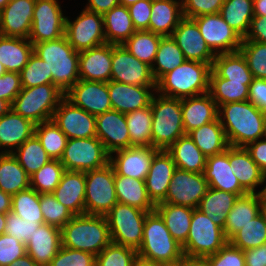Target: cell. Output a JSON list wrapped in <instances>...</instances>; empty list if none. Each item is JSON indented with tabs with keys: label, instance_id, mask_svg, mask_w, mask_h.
I'll return each instance as SVG.
<instances>
[{
	"label": "cell",
	"instance_id": "cell-28",
	"mask_svg": "<svg viewBox=\"0 0 266 266\" xmlns=\"http://www.w3.org/2000/svg\"><path fill=\"white\" fill-rule=\"evenodd\" d=\"M181 110L186 134L218 119V105L208 92L181 99Z\"/></svg>",
	"mask_w": 266,
	"mask_h": 266
},
{
	"label": "cell",
	"instance_id": "cell-56",
	"mask_svg": "<svg viewBox=\"0 0 266 266\" xmlns=\"http://www.w3.org/2000/svg\"><path fill=\"white\" fill-rule=\"evenodd\" d=\"M20 79L21 86L27 88L42 84H52V73H49L45 61L33 53L20 72Z\"/></svg>",
	"mask_w": 266,
	"mask_h": 266
},
{
	"label": "cell",
	"instance_id": "cell-67",
	"mask_svg": "<svg viewBox=\"0 0 266 266\" xmlns=\"http://www.w3.org/2000/svg\"><path fill=\"white\" fill-rule=\"evenodd\" d=\"M245 266H266V243L244 250Z\"/></svg>",
	"mask_w": 266,
	"mask_h": 266
},
{
	"label": "cell",
	"instance_id": "cell-46",
	"mask_svg": "<svg viewBox=\"0 0 266 266\" xmlns=\"http://www.w3.org/2000/svg\"><path fill=\"white\" fill-rule=\"evenodd\" d=\"M132 146L152 147V109L151 106L125 114Z\"/></svg>",
	"mask_w": 266,
	"mask_h": 266
},
{
	"label": "cell",
	"instance_id": "cell-20",
	"mask_svg": "<svg viewBox=\"0 0 266 266\" xmlns=\"http://www.w3.org/2000/svg\"><path fill=\"white\" fill-rule=\"evenodd\" d=\"M158 151L153 147L132 146L113 152L116 155H110L109 163L112 165L115 175L145 180L153 157Z\"/></svg>",
	"mask_w": 266,
	"mask_h": 266
},
{
	"label": "cell",
	"instance_id": "cell-52",
	"mask_svg": "<svg viewBox=\"0 0 266 266\" xmlns=\"http://www.w3.org/2000/svg\"><path fill=\"white\" fill-rule=\"evenodd\" d=\"M60 160H50L30 176V188L39 194L52 193L60 183L65 172Z\"/></svg>",
	"mask_w": 266,
	"mask_h": 266
},
{
	"label": "cell",
	"instance_id": "cell-34",
	"mask_svg": "<svg viewBox=\"0 0 266 266\" xmlns=\"http://www.w3.org/2000/svg\"><path fill=\"white\" fill-rule=\"evenodd\" d=\"M114 186L119 203L137 207L146 212L155 210V204L148 196L144 180L115 175Z\"/></svg>",
	"mask_w": 266,
	"mask_h": 266
},
{
	"label": "cell",
	"instance_id": "cell-26",
	"mask_svg": "<svg viewBox=\"0 0 266 266\" xmlns=\"http://www.w3.org/2000/svg\"><path fill=\"white\" fill-rule=\"evenodd\" d=\"M175 169L176 165L166 150H159L154 155L144 181L148 196L155 205L165 199Z\"/></svg>",
	"mask_w": 266,
	"mask_h": 266
},
{
	"label": "cell",
	"instance_id": "cell-32",
	"mask_svg": "<svg viewBox=\"0 0 266 266\" xmlns=\"http://www.w3.org/2000/svg\"><path fill=\"white\" fill-rule=\"evenodd\" d=\"M182 18V0H152L147 31L163 37L171 36Z\"/></svg>",
	"mask_w": 266,
	"mask_h": 266
},
{
	"label": "cell",
	"instance_id": "cell-62",
	"mask_svg": "<svg viewBox=\"0 0 266 266\" xmlns=\"http://www.w3.org/2000/svg\"><path fill=\"white\" fill-rule=\"evenodd\" d=\"M152 0H139L128 7L136 31L148 30Z\"/></svg>",
	"mask_w": 266,
	"mask_h": 266
},
{
	"label": "cell",
	"instance_id": "cell-51",
	"mask_svg": "<svg viewBox=\"0 0 266 266\" xmlns=\"http://www.w3.org/2000/svg\"><path fill=\"white\" fill-rule=\"evenodd\" d=\"M11 212L26 221L44 223L40 208V194L32 188L12 195Z\"/></svg>",
	"mask_w": 266,
	"mask_h": 266
},
{
	"label": "cell",
	"instance_id": "cell-6",
	"mask_svg": "<svg viewBox=\"0 0 266 266\" xmlns=\"http://www.w3.org/2000/svg\"><path fill=\"white\" fill-rule=\"evenodd\" d=\"M152 97V147L167 150L179 137L185 135L181 99L157 95Z\"/></svg>",
	"mask_w": 266,
	"mask_h": 266
},
{
	"label": "cell",
	"instance_id": "cell-19",
	"mask_svg": "<svg viewBox=\"0 0 266 266\" xmlns=\"http://www.w3.org/2000/svg\"><path fill=\"white\" fill-rule=\"evenodd\" d=\"M171 37L182 50L186 60L212 66L216 55L206 45L197 23L193 19L183 17Z\"/></svg>",
	"mask_w": 266,
	"mask_h": 266
},
{
	"label": "cell",
	"instance_id": "cell-5",
	"mask_svg": "<svg viewBox=\"0 0 266 266\" xmlns=\"http://www.w3.org/2000/svg\"><path fill=\"white\" fill-rule=\"evenodd\" d=\"M210 72V64L185 60L157 82L156 93L176 99L205 94L209 91Z\"/></svg>",
	"mask_w": 266,
	"mask_h": 266
},
{
	"label": "cell",
	"instance_id": "cell-35",
	"mask_svg": "<svg viewBox=\"0 0 266 266\" xmlns=\"http://www.w3.org/2000/svg\"><path fill=\"white\" fill-rule=\"evenodd\" d=\"M176 168L189 172L203 173L206 166V156L185 134L179 137L167 150Z\"/></svg>",
	"mask_w": 266,
	"mask_h": 266
},
{
	"label": "cell",
	"instance_id": "cell-69",
	"mask_svg": "<svg viewBox=\"0 0 266 266\" xmlns=\"http://www.w3.org/2000/svg\"><path fill=\"white\" fill-rule=\"evenodd\" d=\"M11 202L12 195L3 192L0 189V212L4 214L11 212Z\"/></svg>",
	"mask_w": 266,
	"mask_h": 266
},
{
	"label": "cell",
	"instance_id": "cell-47",
	"mask_svg": "<svg viewBox=\"0 0 266 266\" xmlns=\"http://www.w3.org/2000/svg\"><path fill=\"white\" fill-rule=\"evenodd\" d=\"M228 242L242 251L266 243V211L262 210L251 222L236 232Z\"/></svg>",
	"mask_w": 266,
	"mask_h": 266
},
{
	"label": "cell",
	"instance_id": "cell-78",
	"mask_svg": "<svg viewBox=\"0 0 266 266\" xmlns=\"http://www.w3.org/2000/svg\"><path fill=\"white\" fill-rule=\"evenodd\" d=\"M134 266H156V264L153 263H147L141 260H138Z\"/></svg>",
	"mask_w": 266,
	"mask_h": 266
},
{
	"label": "cell",
	"instance_id": "cell-50",
	"mask_svg": "<svg viewBox=\"0 0 266 266\" xmlns=\"http://www.w3.org/2000/svg\"><path fill=\"white\" fill-rule=\"evenodd\" d=\"M34 134L52 160H60L67 145V136L53 120L35 125Z\"/></svg>",
	"mask_w": 266,
	"mask_h": 266
},
{
	"label": "cell",
	"instance_id": "cell-79",
	"mask_svg": "<svg viewBox=\"0 0 266 266\" xmlns=\"http://www.w3.org/2000/svg\"><path fill=\"white\" fill-rule=\"evenodd\" d=\"M10 0H0V12L8 4Z\"/></svg>",
	"mask_w": 266,
	"mask_h": 266
},
{
	"label": "cell",
	"instance_id": "cell-80",
	"mask_svg": "<svg viewBox=\"0 0 266 266\" xmlns=\"http://www.w3.org/2000/svg\"><path fill=\"white\" fill-rule=\"evenodd\" d=\"M6 69L5 67L2 65V63L0 62V76H2L4 73H6Z\"/></svg>",
	"mask_w": 266,
	"mask_h": 266
},
{
	"label": "cell",
	"instance_id": "cell-29",
	"mask_svg": "<svg viewBox=\"0 0 266 266\" xmlns=\"http://www.w3.org/2000/svg\"><path fill=\"white\" fill-rule=\"evenodd\" d=\"M231 170L247 193H257L256 188L266 183L264 173L251 158L245 147L229 146Z\"/></svg>",
	"mask_w": 266,
	"mask_h": 266
},
{
	"label": "cell",
	"instance_id": "cell-77",
	"mask_svg": "<svg viewBox=\"0 0 266 266\" xmlns=\"http://www.w3.org/2000/svg\"><path fill=\"white\" fill-rule=\"evenodd\" d=\"M139 0H120V5L129 7L130 5L136 3Z\"/></svg>",
	"mask_w": 266,
	"mask_h": 266
},
{
	"label": "cell",
	"instance_id": "cell-18",
	"mask_svg": "<svg viewBox=\"0 0 266 266\" xmlns=\"http://www.w3.org/2000/svg\"><path fill=\"white\" fill-rule=\"evenodd\" d=\"M65 97L75 106L97 116L112 110L108 82L78 80Z\"/></svg>",
	"mask_w": 266,
	"mask_h": 266
},
{
	"label": "cell",
	"instance_id": "cell-8",
	"mask_svg": "<svg viewBox=\"0 0 266 266\" xmlns=\"http://www.w3.org/2000/svg\"><path fill=\"white\" fill-rule=\"evenodd\" d=\"M228 240L221 227L217 226L205 213L195 208L189 235L182 245L185 259L203 260L217 253Z\"/></svg>",
	"mask_w": 266,
	"mask_h": 266
},
{
	"label": "cell",
	"instance_id": "cell-66",
	"mask_svg": "<svg viewBox=\"0 0 266 266\" xmlns=\"http://www.w3.org/2000/svg\"><path fill=\"white\" fill-rule=\"evenodd\" d=\"M245 148L258 167L266 173V140L260 138L249 143Z\"/></svg>",
	"mask_w": 266,
	"mask_h": 266
},
{
	"label": "cell",
	"instance_id": "cell-73",
	"mask_svg": "<svg viewBox=\"0 0 266 266\" xmlns=\"http://www.w3.org/2000/svg\"><path fill=\"white\" fill-rule=\"evenodd\" d=\"M11 109V104L8 101L0 99V117L5 115Z\"/></svg>",
	"mask_w": 266,
	"mask_h": 266
},
{
	"label": "cell",
	"instance_id": "cell-13",
	"mask_svg": "<svg viewBox=\"0 0 266 266\" xmlns=\"http://www.w3.org/2000/svg\"><path fill=\"white\" fill-rule=\"evenodd\" d=\"M61 9L58 0H36L28 37L32 44L64 36L66 16Z\"/></svg>",
	"mask_w": 266,
	"mask_h": 266
},
{
	"label": "cell",
	"instance_id": "cell-68",
	"mask_svg": "<svg viewBox=\"0 0 266 266\" xmlns=\"http://www.w3.org/2000/svg\"><path fill=\"white\" fill-rule=\"evenodd\" d=\"M118 5H120V0H88V4L85 9L104 15L106 12Z\"/></svg>",
	"mask_w": 266,
	"mask_h": 266
},
{
	"label": "cell",
	"instance_id": "cell-15",
	"mask_svg": "<svg viewBox=\"0 0 266 266\" xmlns=\"http://www.w3.org/2000/svg\"><path fill=\"white\" fill-rule=\"evenodd\" d=\"M111 80L137 86H156L151 66L138 60L123 45L112 44Z\"/></svg>",
	"mask_w": 266,
	"mask_h": 266
},
{
	"label": "cell",
	"instance_id": "cell-44",
	"mask_svg": "<svg viewBox=\"0 0 266 266\" xmlns=\"http://www.w3.org/2000/svg\"><path fill=\"white\" fill-rule=\"evenodd\" d=\"M185 60L182 50L173 38L171 36L162 37L158 45L154 63L151 66L152 74L156 82L166 73L181 65Z\"/></svg>",
	"mask_w": 266,
	"mask_h": 266
},
{
	"label": "cell",
	"instance_id": "cell-12",
	"mask_svg": "<svg viewBox=\"0 0 266 266\" xmlns=\"http://www.w3.org/2000/svg\"><path fill=\"white\" fill-rule=\"evenodd\" d=\"M64 35L78 52L105 44L103 15L84 8L75 20L66 17Z\"/></svg>",
	"mask_w": 266,
	"mask_h": 266
},
{
	"label": "cell",
	"instance_id": "cell-54",
	"mask_svg": "<svg viewBox=\"0 0 266 266\" xmlns=\"http://www.w3.org/2000/svg\"><path fill=\"white\" fill-rule=\"evenodd\" d=\"M40 208L44 223L62 228L74 214L54 197L52 193L40 194Z\"/></svg>",
	"mask_w": 266,
	"mask_h": 266
},
{
	"label": "cell",
	"instance_id": "cell-74",
	"mask_svg": "<svg viewBox=\"0 0 266 266\" xmlns=\"http://www.w3.org/2000/svg\"><path fill=\"white\" fill-rule=\"evenodd\" d=\"M185 266H207L203 260H185Z\"/></svg>",
	"mask_w": 266,
	"mask_h": 266
},
{
	"label": "cell",
	"instance_id": "cell-14",
	"mask_svg": "<svg viewBox=\"0 0 266 266\" xmlns=\"http://www.w3.org/2000/svg\"><path fill=\"white\" fill-rule=\"evenodd\" d=\"M193 20L215 55L239 51L243 38L225 22L220 13L200 15Z\"/></svg>",
	"mask_w": 266,
	"mask_h": 266
},
{
	"label": "cell",
	"instance_id": "cell-43",
	"mask_svg": "<svg viewBox=\"0 0 266 266\" xmlns=\"http://www.w3.org/2000/svg\"><path fill=\"white\" fill-rule=\"evenodd\" d=\"M220 15L244 39L254 17L253 0H225Z\"/></svg>",
	"mask_w": 266,
	"mask_h": 266
},
{
	"label": "cell",
	"instance_id": "cell-36",
	"mask_svg": "<svg viewBox=\"0 0 266 266\" xmlns=\"http://www.w3.org/2000/svg\"><path fill=\"white\" fill-rule=\"evenodd\" d=\"M211 70L221 78L230 82H244L248 87L254 77L240 51L217 54L213 60Z\"/></svg>",
	"mask_w": 266,
	"mask_h": 266
},
{
	"label": "cell",
	"instance_id": "cell-42",
	"mask_svg": "<svg viewBox=\"0 0 266 266\" xmlns=\"http://www.w3.org/2000/svg\"><path fill=\"white\" fill-rule=\"evenodd\" d=\"M30 188V176L12 153H0V189L10 195Z\"/></svg>",
	"mask_w": 266,
	"mask_h": 266
},
{
	"label": "cell",
	"instance_id": "cell-25",
	"mask_svg": "<svg viewBox=\"0 0 266 266\" xmlns=\"http://www.w3.org/2000/svg\"><path fill=\"white\" fill-rule=\"evenodd\" d=\"M203 174L209 188L223 190L238 196L247 194L231 170L229 147L222 153L206 157V166Z\"/></svg>",
	"mask_w": 266,
	"mask_h": 266
},
{
	"label": "cell",
	"instance_id": "cell-22",
	"mask_svg": "<svg viewBox=\"0 0 266 266\" xmlns=\"http://www.w3.org/2000/svg\"><path fill=\"white\" fill-rule=\"evenodd\" d=\"M36 0H10L0 12V34L28 39Z\"/></svg>",
	"mask_w": 266,
	"mask_h": 266
},
{
	"label": "cell",
	"instance_id": "cell-49",
	"mask_svg": "<svg viewBox=\"0 0 266 266\" xmlns=\"http://www.w3.org/2000/svg\"><path fill=\"white\" fill-rule=\"evenodd\" d=\"M12 154L29 176L51 160L35 134L14 150Z\"/></svg>",
	"mask_w": 266,
	"mask_h": 266
},
{
	"label": "cell",
	"instance_id": "cell-27",
	"mask_svg": "<svg viewBox=\"0 0 266 266\" xmlns=\"http://www.w3.org/2000/svg\"><path fill=\"white\" fill-rule=\"evenodd\" d=\"M61 247V229L42 224L26 242L27 254L39 266H49Z\"/></svg>",
	"mask_w": 266,
	"mask_h": 266
},
{
	"label": "cell",
	"instance_id": "cell-21",
	"mask_svg": "<svg viewBox=\"0 0 266 266\" xmlns=\"http://www.w3.org/2000/svg\"><path fill=\"white\" fill-rule=\"evenodd\" d=\"M96 137L110 155L117 150L131 147L125 114L112 109L97 115Z\"/></svg>",
	"mask_w": 266,
	"mask_h": 266
},
{
	"label": "cell",
	"instance_id": "cell-31",
	"mask_svg": "<svg viewBox=\"0 0 266 266\" xmlns=\"http://www.w3.org/2000/svg\"><path fill=\"white\" fill-rule=\"evenodd\" d=\"M85 188V172L66 170L52 194L74 215H81L85 214Z\"/></svg>",
	"mask_w": 266,
	"mask_h": 266
},
{
	"label": "cell",
	"instance_id": "cell-4",
	"mask_svg": "<svg viewBox=\"0 0 266 266\" xmlns=\"http://www.w3.org/2000/svg\"><path fill=\"white\" fill-rule=\"evenodd\" d=\"M111 243L105 216L81 214L61 228V246L97 256Z\"/></svg>",
	"mask_w": 266,
	"mask_h": 266
},
{
	"label": "cell",
	"instance_id": "cell-37",
	"mask_svg": "<svg viewBox=\"0 0 266 266\" xmlns=\"http://www.w3.org/2000/svg\"><path fill=\"white\" fill-rule=\"evenodd\" d=\"M155 210L165 221L172 237L182 246L189 235L194 208L188 206L158 203Z\"/></svg>",
	"mask_w": 266,
	"mask_h": 266
},
{
	"label": "cell",
	"instance_id": "cell-45",
	"mask_svg": "<svg viewBox=\"0 0 266 266\" xmlns=\"http://www.w3.org/2000/svg\"><path fill=\"white\" fill-rule=\"evenodd\" d=\"M208 93L218 106L230 103L248 101L249 87L244 82H230L218 77L212 70L209 77Z\"/></svg>",
	"mask_w": 266,
	"mask_h": 266
},
{
	"label": "cell",
	"instance_id": "cell-59",
	"mask_svg": "<svg viewBox=\"0 0 266 266\" xmlns=\"http://www.w3.org/2000/svg\"><path fill=\"white\" fill-rule=\"evenodd\" d=\"M207 266H245L244 251L226 243L217 253L203 259Z\"/></svg>",
	"mask_w": 266,
	"mask_h": 266
},
{
	"label": "cell",
	"instance_id": "cell-16",
	"mask_svg": "<svg viewBox=\"0 0 266 266\" xmlns=\"http://www.w3.org/2000/svg\"><path fill=\"white\" fill-rule=\"evenodd\" d=\"M203 173L189 172L176 168L165 199L160 203L197 208L208 190Z\"/></svg>",
	"mask_w": 266,
	"mask_h": 266
},
{
	"label": "cell",
	"instance_id": "cell-55",
	"mask_svg": "<svg viewBox=\"0 0 266 266\" xmlns=\"http://www.w3.org/2000/svg\"><path fill=\"white\" fill-rule=\"evenodd\" d=\"M239 51L244 56L253 77L266 79V44L243 40Z\"/></svg>",
	"mask_w": 266,
	"mask_h": 266
},
{
	"label": "cell",
	"instance_id": "cell-72",
	"mask_svg": "<svg viewBox=\"0 0 266 266\" xmlns=\"http://www.w3.org/2000/svg\"><path fill=\"white\" fill-rule=\"evenodd\" d=\"M256 194L258 195L262 209L266 211V185L261 191L259 190Z\"/></svg>",
	"mask_w": 266,
	"mask_h": 266
},
{
	"label": "cell",
	"instance_id": "cell-76",
	"mask_svg": "<svg viewBox=\"0 0 266 266\" xmlns=\"http://www.w3.org/2000/svg\"><path fill=\"white\" fill-rule=\"evenodd\" d=\"M156 266H185V260L177 261L174 263L156 264Z\"/></svg>",
	"mask_w": 266,
	"mask_h": 266
},
{
	"label": "cell",
	"instance_id": "cell-7",
	"mask_svg": "<svg viewBox=\"0 0 266 266\" xmlns=\"http://www.w3.org/2000/svg\"><path fill=\"white\" fill-rule=\"evenodd\" d=\"M64 97L65 94L53 84L22 87L11 108L37 125L52 120L54 111Z\"/></svg>",
	"mask_w": 266,
	"mask_h": 266
},
{
	"label": "cell",
	"instance_id": "cell-33",
	"mask_svg": "<svg viewBox=\"0 0 266 266\" xmlns=\"http://www.w3.org/2000/svg\"><path fill=\"white\" fill-rule=\"evenodd\" d=\"M262 205L256 193L239 196L231 211L228 213L224 235L229 240L236 232L251 222L261 211Z\"/></svg>",
	"mask_w": 266,
	"mask_h": 266
},
{
	"label": "cell",
	"instance_id": "cell-39",
	"mask_svg": "<svg viewBox=\"0 0 266 266\" xmlns=\"http://www.w3.org/2000/svg\"><path fill=\"white\" fill-rule=\"evenodd\" d=\"M106 43L122 45L136 31L129 9L118 5L103 15Z\"/></svg>",
	"mask_w": 266,
	"mask_h": 266
},
{
	"label": "cell",
	"instance_id": "cell-10",
	"mask_svg": "<svg viewBox=\"0 0 266 266\" xmlns=\"http://www.w3.org/2000/svg\"><path fill=\"white\" fill-rule=\"evenodd\" d=\"M114 180L115 171L110 163L85 172V214L105 216L118 202Z\"/></svg>",
	"mask_w": 266,
	"mask_h": 266
},
{
	"label": "cell",
	"instance_id": "cell-11",
	"mask_svg": "<svg viewBox=\"0 0 266 266\" xmlns=\"http://www.w3.org/2000/svg\"><path fill=\"white\" fill-rule=\"evenodd\" d=\"M110 154L97 137L68 139L60 162L67 171L87 172L109 163Z\"/></svg>",
	"mask_w": 266,
	"mask_h": 266
},
{
	"label": "cell",
	"instance_id": "cell-38",
	"mask_svg": "<svg viewBox=\"0 0 266 266\" xmlns=\"http://www.w3.org/2000/svg\"><path fill=\"white\" fill-rule=\"evenodd\" d=\"M32 54L33 44L29 39L0 34V62L7 72L20 73Z\"/></svg>",
	"mask_w": 266,
	"mask_h": 266
},
{
	"label": "cell",
	"instance_id": "cell-3",
	"mask_svg": "<svg viewBox=\"0 0 266 266\" xmlns=\"http://www.w3.org/2000/svg\"><path fill=\"white\" fill-rule=\"evenodd\" d=\"M33 53L45 61L49 73H52V84L64 94L79 80V52L74 50L65 35L33 44Z\"/></svg>",
	"mask_w": 266,
	"mask_h": 266
},
{
	"label": "cell",
	"instance_id": "cell-57",
	"mask_svg": "<svg viewBox=\"0 0 266 266\" xmlns=\"http://www.w3.org/2000/svg\"><path fill=\"white\" fill-rule=\"evenodd\" d=\"M96 256L90 252L61 246L49 266H95Z\"/></svg>",
	"mask_w": 266,
	"mask_h": 266
},
{
	"label": "cell",
	"instance_id": "cell-70",
	"mask_svg": "<svg viewBox=\"0 0 266 266\" xmlns=\"http://www.w3.org/2000/svg\"><path fill=\"white\" fill-rule=\"evenodd\" d=\"M254 16L266 17V0H253Z\"/></svg>",
	"mask_w": 266,
	"mask_h": 266
},
{
	"label": "cell",
	"instance_id": "cell-64",
	"mask_svg": "<svg viewBox=\"0 0 266 266\" xmlns=\"http://www.w3.org/2000/svg\"><path fill=\"white\" fill-rule=\"evenodd\" d=\"M248 100L266 115V79H253L249 86Z\"/></svg>",
	"mask_w": 266,
	"mask_h": 266
},
{
	"label": "cell",
	"instance_id": "cell-60",
	"mask_svg": "<svg viewBox=\"0 0 266 266\" xmlns=\"http://www.w3.org/2000/svg\"><path fill=\"white\" fill-rule=\"evenodd\" d=\"M26 254L25 243H21L15 237L6 234L0 235V266H9Z\"/></svg>",
	"mask_w": 266,
	"mask_h": 266
},
{
	"label": "cell",
	"instance_id": "cell-30",
	"mask_svg": "<svg viewBox=\"0 0 266 266\" xmlns=\"http://www.w3.org/2000/svg\"><path fill=\"white\" fill-rule=\"evenodd\" d=\"M34 128V123L11 108L0 117V150L5 149L0 153H13L34 134Z\"/></svg>",
	"mask_w": 266,
	"mask_h": 266
},
{
	"label": "cell",
	"instance_id": "cell-61",
	"mask_svg": "<svg viewBox=\"0 0 266 266\" xmlns=\"http://www.w3.org/2000/svg\"><path fill=\"white\" fill-rule=\"evenodd\" d=\"M225 0H182L183 17L195 18L204 14L220 13Z\"/></svg>",
	"mask_w": 266,
	"mask_h": 266
},
{
	"label": "cell",
	"instance_id": "cell-65",
	"mask_svg": "<svg viewBox=\"0 0 266 266\" xmlns=\"http://www.w3.org/2000/svg\"><path fill=\"white\" fill-rule=\"evenodd\" d=\"M243 40L257 41L266 44V17L254 16L247 35Z\"/></svg>",
	"mask_w": 266,
	"mask_h": 266
},
{
	"label": "cell",
	"instance_id": "cell-75",
	"mask_svg": "<svg viewBox=\"0 0 266 266\" xmlns=\"http://www.w3.org/2000/svg\"><path fill=\"white\" fill-rule=\"evenodd\" d=\"M6 214L0 212V235L5 234Z\"/></svg>",
	"mask_w": 266,
	"mask_h": 266
},
{
	"label": "cell",
	"instance_id": "cell-58",
	"mask_svg": "<svg viewBox=\"0 0 266 266\" xmlns=\"http://www.w3.org/2000/svg\"><path fill=\"white\" fill-rule=\"evenodd\" d=\"M44 223L26 221L13 212L6 213L5 234L15 237L21 243L29 240L32 234Z\"/></svg>",
	"mask_w": 266,
	"mask_h": 266
},
{
	"label": "cell",
	"instance_id": "cell-23",
	"mask_svg": "<svg viewBox=\"0 0 266 266\" xmlns=\"http://www.w3.org/2000/svg\"><path fill=\"white\" fill-rule=\"evenodd\" d=\"M108 91L112 109L126 114L150 106L156 86H137L110 80Z\"/></svg>",
	"mask_w": 266,
	"mask_h": 266
},
{
	"label": "cell",
	"instance_id": "cell-40",
	"mask_svg": "<svg viewBox=\"0 0 266 266\" xmlns=\"http://www.w3.org/2000/svg\"><path fill=\"white\" fill-rule=\"evenodd\" d=\"M188 135L206 157L222 153L229 147L219 119L190 131Z\"/></svg>",
	"mask_w": 266,
	"mask_h": 266
},
{
	"label": "cell",
	"instance_id": "cell-41",
	"mask_svg": "<svg viewBox=\"0 0 266 266\" xmlns=\"http://www.w3.org/2000/svg\"><path fill=\"white\" fill-rule=\"evenodd\" d=\"M238 197L237 194L208 188L197 209L205 213L217 226L224 230L228 213Z\"/></svg>",
	"mask_w": 266,
	"mask_h": 266
},
{
	"label": "cell",
	"instance_id": "cell-48",
	"mask_svg": "<svg viewBox=\"0 0 266 266\" xmlns=\"http://www.w3.org/2000/svg\"><path fill=\"white\" fill-rule=\"evenodd\" d=\"M163 36L147 30L135 31L122 45L138 60L152 66Z\"/></svg>",
	"mask_w": 266,
	"mask_h": 266
},
{
	"label": "cell",
	"instance_id": "cell-53",
	"mask_svg": "<svg viewBox=\"0 0 266 266\" xmlns=\"http://www.w3.org/2000/svg\"><path fill=\"white\" fill-rule=\"evenodd\" d=\"M138 260L135 249L111 242L96 256L95 266H134Z\"/></svg>",
	"mask_w": 266,
	"mask_h": 266
},
{
	"label": "cell",
	"instance_id": "cell-2",
	"mask_svg": "<svg viewBox=\"0 0 266 266\" xmlns=\"http://www.w3.org/2000/svg\"><path fill=\"white\" fill-rule=\"evenodd\" d=\"M137 254L139 260L153 264L186 260L182 246L172 237L156 210L146 215L142 243Z\"/></svg>",
	"mask_w": 266,
	"mask_h": 266
},
{
	"label": "cell",
	"instance_id": "cell-71",
	"mask_svg": "<svg viewBox=\"0 0 266 266\" xmlns=\"http://www.w3.org/2000/svg\"><path fill=\"white\" fill-rule=\"evenodd\" d=\"M9 266H39V265L36 264V262L28 254H26L24 257L15 260Z\"/></svg>",
	"mask_w": 266,
	"mask_h": 266
},
{
	"label": "cell",
	"instance_id": "cell-1",
	"mask_svg": "<svg viewBox=\"0 0 266 266\" xmlns=\"http://www.w3.org/2000/svg\"><path fill=\"white\" fill-rule=\"evenodd\" d=\"M218 119L229 146L246 147L262 138L266 115L248 100L218 106Z\"/></svg>",
	"mask_w": 266,
	"mask_h": 266
},
{
	"label": "cell",
	"instance_id": "cell-17",
	"mask_svg": "<svg viewBox=\"0 0 266 266\" xmlns=\"http://www.w3.org/2000/svg\"><path fill=\"white\" fill-rule=\"evenodd\" d=\"M52 120L68 139L96 137V116L75 106L64 97Z\"/></svg>",
	"mask_w": 266,
	"mask_h": 266
},
{
	"label": "cell",
	"instance_id": "cell-63",
	"mask_svg": "<svg viewBox=\"0 0 266 266\" xmlns=\"http://www.w3.org/2000/svg\"><path fill=\"white\" fill-rule=\"evenodd\" d=\"M21 89L20 73L6 72L0 76V99L8 101L12 105Z\"/></svg>",
	"mask_w": 266,
	"mask_h": 266
},
{
	"label": "cell",
	"instance_id": "cell-24",
	"mask_svg": "<svg viewBox=\"0 0 266 266\" xmlns=\"http://www.w3.org/2000/svg\"><path fill=\"white\" fill-rule=\"evenodd\" d=\"M112 44L103 45L79 52V79L86 81L109 82L111 80Z\"/></svg>",
	"mask_w": 266,
	"mask_h": 266
},
{
	"label": "cell",
	"instance_id": "cell-9",
	"mask_svg": "<svg viewBox=\"0 0 266 266\" xmlns=\"http://www.w3.org/2000/svg\"><path fill=\"white\" fill-rule=\"evenodd\" d=\"M148 213L137 207L117 202L105 215L111 242L137 251L142 243L143 227Z\"/></svg>",
	"mask_w": 266,
	"mask_h": 266
}]
</instances>
